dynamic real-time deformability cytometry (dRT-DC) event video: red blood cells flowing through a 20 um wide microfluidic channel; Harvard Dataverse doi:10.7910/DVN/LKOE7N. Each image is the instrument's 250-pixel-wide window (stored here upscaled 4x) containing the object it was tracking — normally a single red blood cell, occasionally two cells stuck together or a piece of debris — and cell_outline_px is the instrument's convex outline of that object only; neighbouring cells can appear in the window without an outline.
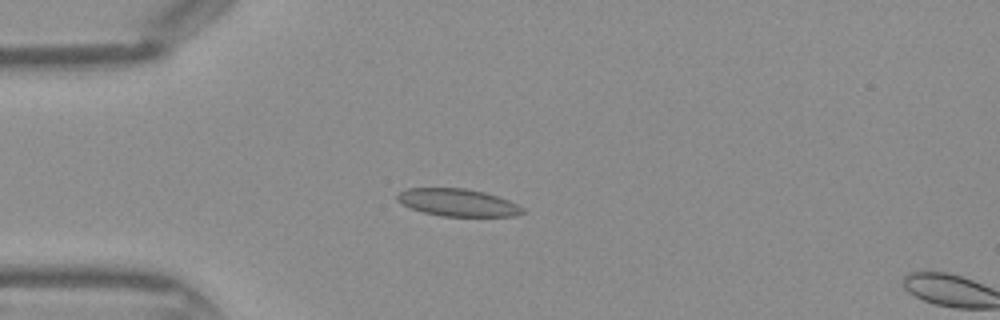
{"species": "Egyptian fruit bat (a non-hibernating species)", "species_latin": "Rousettus aegyptiacus", "temperature_condition": "warm", "stored_images_in_passage": 14, "camera_frame_rate_fps": 3000, "um_per_image_px": 0.085, "frame": {"image": 1, "passage_image": 12, "time_ms": 3.667, "image_size_px": [1000, 320], "cell_outline_px": [[528, 212], [516, 216], [440, 216], [424, 212], [412, 208], [396, 200], [396, 196], [400, 192], [408, 188], [468, 188], [484, 192], [508, 200], [524, 208]], "centroid_in_image_um": [38.95, 17.22], "position_along_channel_um": 46.1, "area_um2": 20.0}}